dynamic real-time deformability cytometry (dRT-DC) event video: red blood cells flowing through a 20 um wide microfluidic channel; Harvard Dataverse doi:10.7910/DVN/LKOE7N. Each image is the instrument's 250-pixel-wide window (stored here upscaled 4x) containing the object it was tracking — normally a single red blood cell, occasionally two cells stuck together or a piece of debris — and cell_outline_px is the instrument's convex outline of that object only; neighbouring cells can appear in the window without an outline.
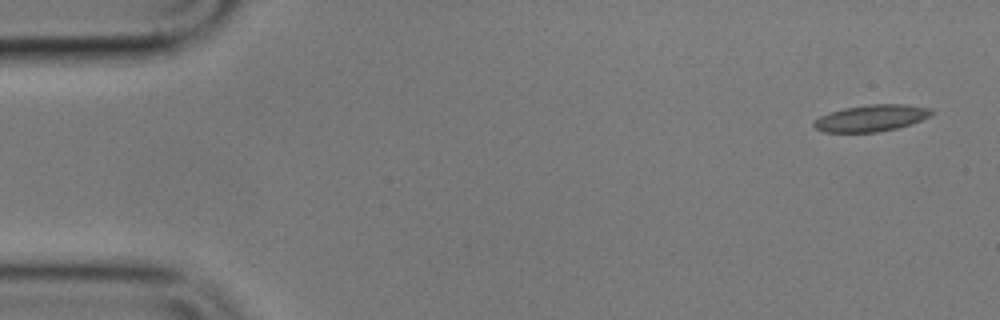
{"species": "common noctule bat (a hibernating species)", "species_latin": "Nyctalus noctula", "temperature_condition": "cold", "stored_images_in_passage": 5, "camera_frame_rate_fps": 3000, "um_per_image_px": 0.085, "animal": {"sex": "male", "body_mass_g": 17.9}, "frame": {"image": 1, "passage_image": 1, "time_ms": 0.0, "image_size_px": [1000, 320], "cell_outline_px": [[932, 112], [928, 116], [912, 124], [896, 128], [876, 132], [824, 132], [816, 128], [812, 124], [812, 120], [828, 112], [844, 108], [868, 104], [904, 104], [932, 108]], "centroid_in_image_um": [74.01, 10.03], "position_along_channel_um": 11.0, "area_um2": 18.26}}
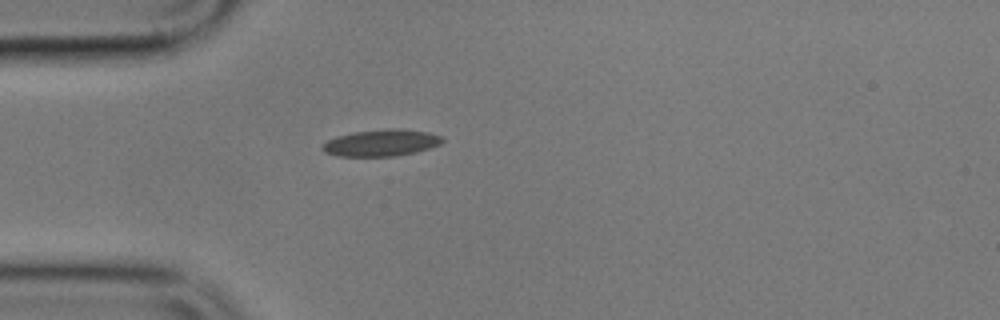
{"frame": {"image": 2, "passage_image": 5, "time_ms": 4.333, "image_size_px": [1000, 320], "cell_outline_px": [[444, 140], [440, 144], [416, 152], [396, 156], [336, 156], [324, 152], [320, 148], [328, 140], [336, 136], [352, 132], [384, 128], [400, 128], [428, 132], [440, 136]], "centroid_in_image_um": [32.38, 12.13], "position_along_channel_um": 52.6, "area_um2": 18.79}}